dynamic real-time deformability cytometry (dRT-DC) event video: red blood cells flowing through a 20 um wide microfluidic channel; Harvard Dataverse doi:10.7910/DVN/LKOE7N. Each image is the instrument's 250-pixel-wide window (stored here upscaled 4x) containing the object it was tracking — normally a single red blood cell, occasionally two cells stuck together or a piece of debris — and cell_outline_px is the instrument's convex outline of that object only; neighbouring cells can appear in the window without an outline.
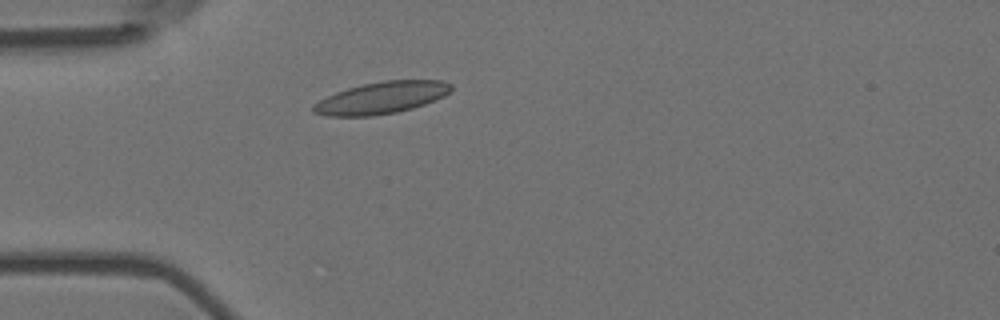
{"species": "Egyptian fruit bat (a non-hibernating species)", "species_latin": "Rousettus aegyptiacus", "temperature_condition": "room temperature", "stored_images_in_passage": 3, "camera_frame_rate_fps": 3000, "um_per_image_px": 0.085, "animal": {"sex": "female"}, "frame": {"image": 1, "passage_image": 3, "time_ms": 0.667, "image_size_px": [1000, 320], "cell_outline_px": [[452, 88], [444, 96], [424, 104], [412, 108], [396, 112], [372, 116], [328, 116], [312, 112], [312, 104], [336, 92], [348, 88], [364, 84], [384, 80], [444, 80], [452, 84]], "centroid_in_image_um": [32.42, 8.31], "position_along_channel_um": 52.6, "area_um2": 25.49}}